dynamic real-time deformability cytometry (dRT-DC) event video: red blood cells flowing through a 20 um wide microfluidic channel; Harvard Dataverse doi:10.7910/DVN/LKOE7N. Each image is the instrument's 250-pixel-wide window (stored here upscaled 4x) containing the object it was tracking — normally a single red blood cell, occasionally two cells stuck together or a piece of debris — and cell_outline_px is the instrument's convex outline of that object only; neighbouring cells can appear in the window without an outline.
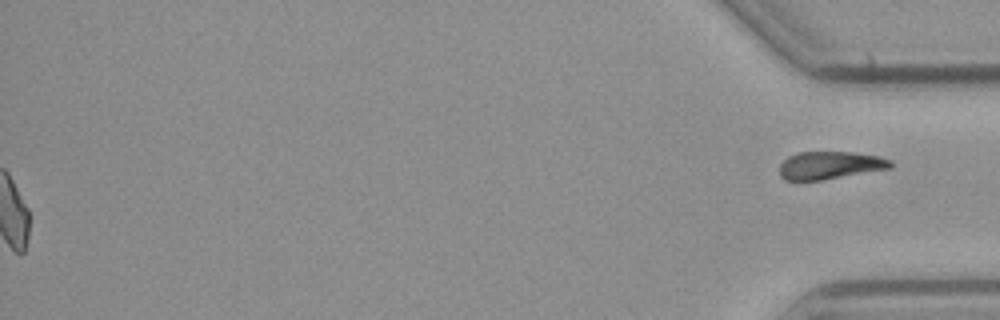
{"species": "common noctule bat (a hibernating species)", "species_latin": "Nyctalus noctula", "temperature_condition": "cold", "stored_images_in_passage": 45, "segment_of_instrument_passage": [2, 2], "camera_frame_rate_fps": 3000, "um_per_image_px": 0.085, "animal": {"sex": "male", "body_mass_g": 23.1, "forearm_length_mm": 52.7}, "frame": {"image": 1, "passage_image": 45, "time_ms": 14.667, "image_size_px": [1000, 320], "cell_outline_px": [[892, 168], [820, 180], [784, 180], [780, 176], [780, 164], [788, 156], [796, 152], [852, 152], [880, 156], [892, 160]], "centroid_in_image_um": [70.55, 14.04], "position_along_channel_um": 364.6, "area_um2": 17.98}}